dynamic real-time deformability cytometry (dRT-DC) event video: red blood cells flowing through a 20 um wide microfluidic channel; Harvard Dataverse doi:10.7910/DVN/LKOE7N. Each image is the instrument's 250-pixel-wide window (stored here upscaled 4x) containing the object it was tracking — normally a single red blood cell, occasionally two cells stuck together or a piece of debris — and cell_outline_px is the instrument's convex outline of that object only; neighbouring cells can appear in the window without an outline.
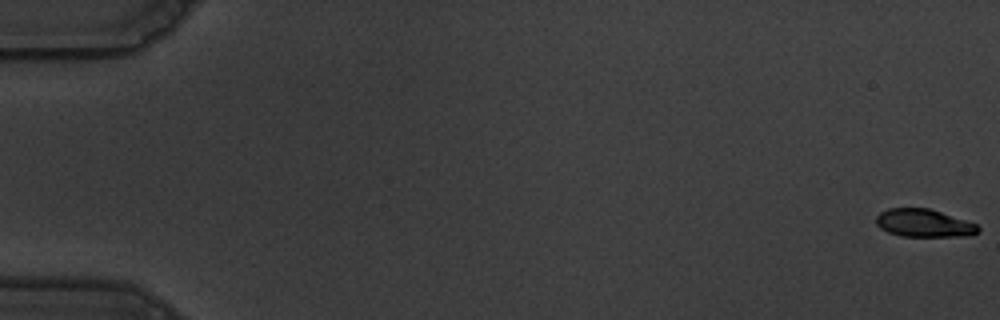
{"species": "common noctule bat (a hibernating species)", "species_latin": "Nyctalus noctula", "temperature_condition": "warm", "stored_images_in_passage": 58, "camera_frame_rate_fps": 3000, "um_per_image_px": 0.085, "animal": {"sex": "male", "body_mass_g": 19.5, "forearm_length_mm": 54.6}, "frame": {"image": 1, "passage_image": 1, "time_ms": 0.0, "image_size_px": [1000, 320], "cell_outline_px": [[980, 232], [968, 236], [900, 236], [888, 232], [880, 228], [876, 224], [876, 216], [880, 212], [888, 208], [928, 208], [976, 224], [980, 228]], "centroid_in_image_um": [78.5, 18.97], "position_along_channel_um": 6.5, "area_um2": 16.47}}
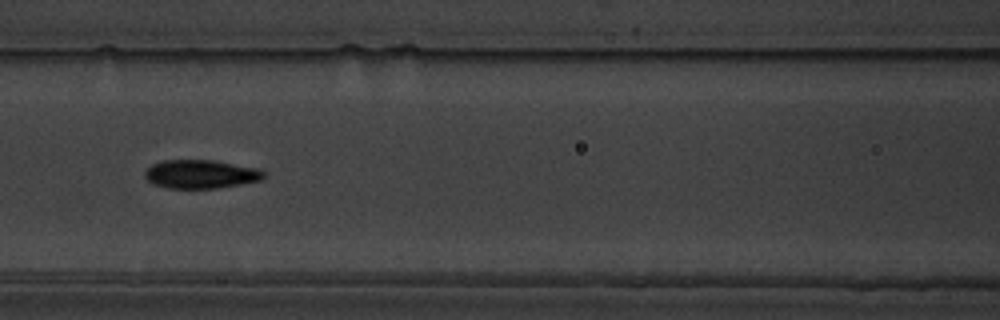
{"frame": {"image": 2, "passage_image": 27, "time_ms": 8.667, "image_size_px": [1000, 320], "cell_outline_px": [[264, 176], [260, 180], [240, 184], [216, 188], [168, 188], [152, 184], [144, 176], [144, 172], [152, 164], [164, 160], [216, 160], [256, 168], [264, 172]], "centroid_in_image_um": [17.02, 14.79], "position_along_channel_um": 149.6, "area_um2": 19.71}}
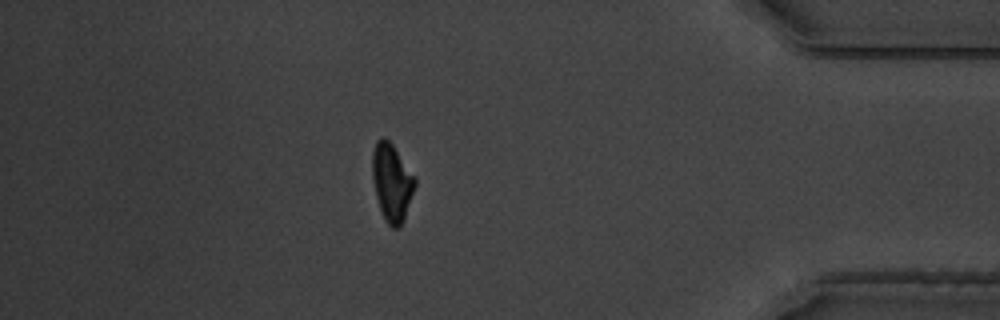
{"frame": {"image": 3, "passage_image": 51, "time_ms": 16.667, "image_size_px": [1000, 320], "cell_outline_px": [[416, 184], [400, 228], [392, 228], [384, 220], [376, 196], [372, 180], [372, 152], [376, 140], [380, 136], [384, 136], [392, 144], [416, 176]], "centroid_in_image_um": [33.29, 15.46], "position_along_channel_um": 401.9, "area_um2": 19.42}, "authors_computed_cell_mechanics": {"area_um2": 19.1607, "velocity_mm_per_s": 3.5975, "shape_relaxation_time_tau1_ms": 3.746, "shape_relaxation_time_tau2_ms": 1.9963, "deformation_change_tau1": 0.1757, "deformation_change_tau2": 0.0813}}